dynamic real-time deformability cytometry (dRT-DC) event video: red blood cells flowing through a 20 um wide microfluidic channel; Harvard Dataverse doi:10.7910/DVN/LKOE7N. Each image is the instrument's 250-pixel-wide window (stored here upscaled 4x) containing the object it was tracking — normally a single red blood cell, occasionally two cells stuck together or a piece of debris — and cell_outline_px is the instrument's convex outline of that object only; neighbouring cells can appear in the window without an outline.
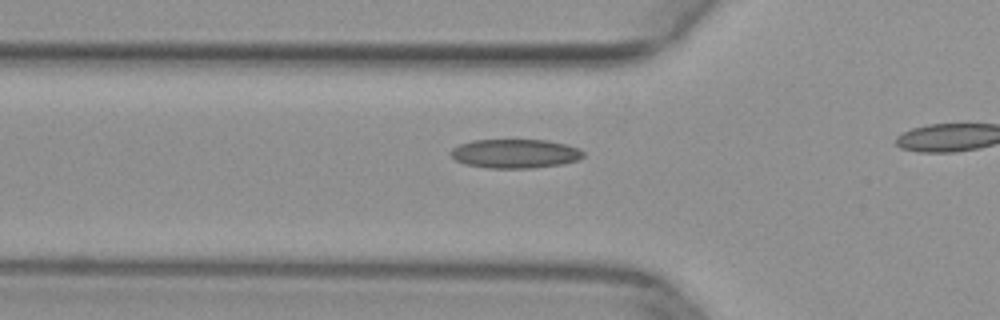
{"species": "common noctule bat (a hibernating species)", "species_latin": "Nyctalus noctula", "temperature_condition": "warm", "stored_images_in_passage": 12, "camera_frame_rate_fps": 3000, "um_per_image_px": 0.085, "animal": {"sex": "female", "body_mass_g": 29.2, "forearm_length_mm": 56.3}, "frame": {"image": 1, "passage_image": 7, "time_ms": 2.0, "image_size_px": [1000, 320], "cell_outline_px": [[584, 156], [580, 160], [564, 164], [532, 168], [488, 168], [464, 164], [456, 160], [452, 156], [452, 148], [460, 144], [472, 140], [548, 140], [580, 148], [584, 152]], "centroid_in_image_um": [43.83, 13.06], "position_along_channel_um": 82.0, "area_um2": 22.54}}
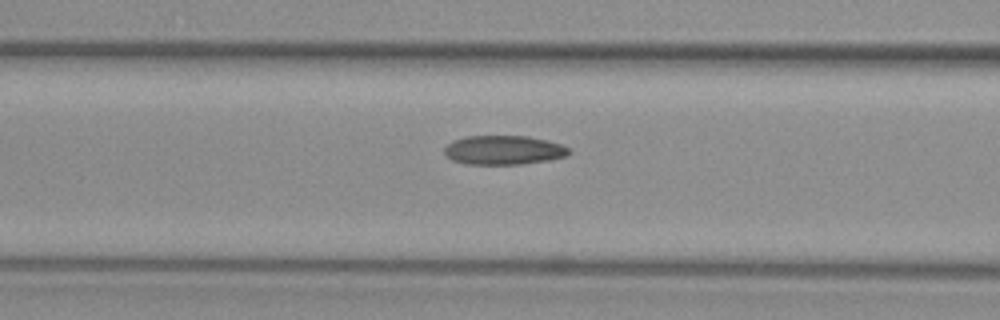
{"frame": {"image": 2, "passage_image": 10, "time_ms": 3.0, "image_size_px": [1000, 320], "cell_outline_px": [[572, 152], [564, 156], [548, 160], [520, 164], [468, 164], [452, 160], [444, 152], [444, 148], [452, 140], [464, 136], [528, 136], [548, 140], [560, 144], [568, 148]], "centroid_in_image_um": [42.79, 12.74], "position_along_channel_um": 123.8, "area_um2": 21.1}}